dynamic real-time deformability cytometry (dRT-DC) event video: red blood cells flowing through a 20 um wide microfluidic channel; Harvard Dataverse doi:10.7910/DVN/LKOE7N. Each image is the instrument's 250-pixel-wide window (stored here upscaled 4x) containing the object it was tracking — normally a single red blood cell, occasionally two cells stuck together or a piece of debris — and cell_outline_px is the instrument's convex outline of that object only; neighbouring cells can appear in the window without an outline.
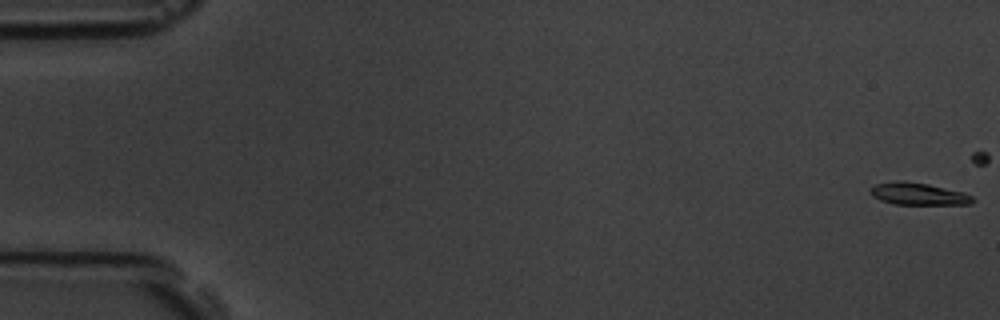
{"species": "common noctule bat (a hibernating species)", "species_latin": "Nyctalus noctula", "temperature_condition": "room temperature", "stored_images_in_passage": 23, "camera_frame_rate_fps": 3000, "um_per_image_px": 0.085, "animal": {"sex": "male", "body_mass_g": 19.5, "forearm_length_mm": 54.6}, "frame": {"image": 1, "passage_image": 1, "time_ms": 0.0, "image_size_px": [1000, 320], "cell_outline_px": [[976, 200], [972, 204], [892, 204], [880, 200], [872, 196], [868, 188], [876, 184], [900, 180], [928, 184], [964, 192], [972, 196]], "centroid_in_image_um": [78.04, 16.48], "position_along_channel_um": 7.0, "area_um2": 13.29}}
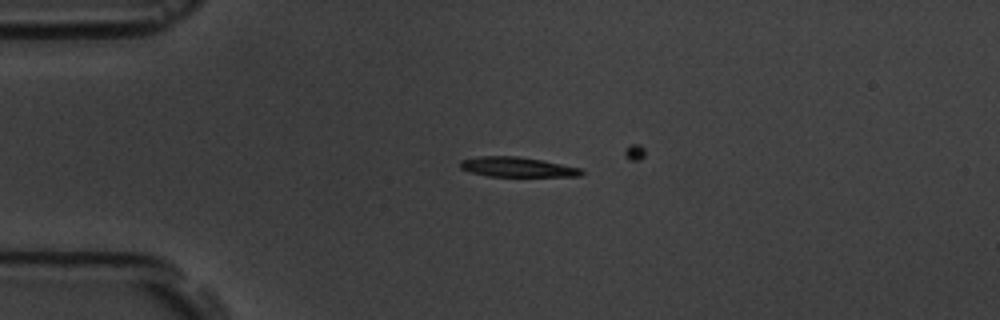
{"frame": {"image": 2, "passage_image": 14, "time_ms": 4.333, "image_size_px": [1000, 320], "cell_outline_px": [[584, 172], [580, 176], [488, 176], [468, 172], [460, 168], [460, 160], [476, 156], [516, 156], [540, 160], [580, 168]], "centroid_in_image_um": [43.88, 14.19], "position_along_channel_um": 41.1, "area_um2": 13.93}}
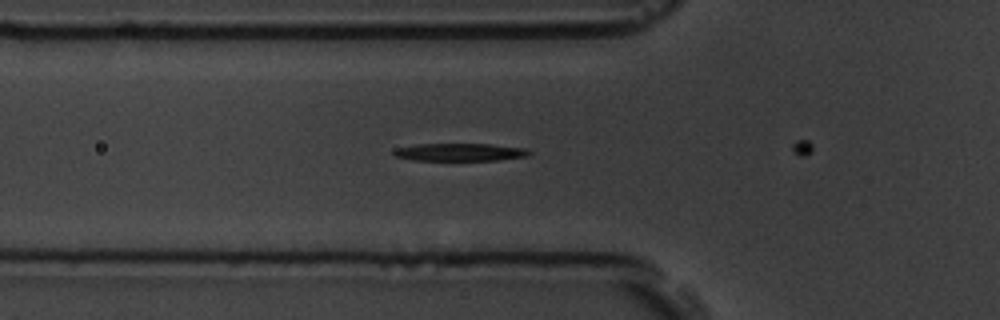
{"frame": {"image": 3, "passage_image": 20, "time_ms": 6.333, "image_size_px": [1000, 320], "cell_outline_px": [[532, 152], [528, 156], [496, 160], [412, 160], [396, 156], [392, 152], [396, 148], [416, 144], [492, 144], [528, 148]], "centroid_in_image_um": [39.13, 12.92], "position_along_channel_um": 86.7, "area_um2": 13.99}}